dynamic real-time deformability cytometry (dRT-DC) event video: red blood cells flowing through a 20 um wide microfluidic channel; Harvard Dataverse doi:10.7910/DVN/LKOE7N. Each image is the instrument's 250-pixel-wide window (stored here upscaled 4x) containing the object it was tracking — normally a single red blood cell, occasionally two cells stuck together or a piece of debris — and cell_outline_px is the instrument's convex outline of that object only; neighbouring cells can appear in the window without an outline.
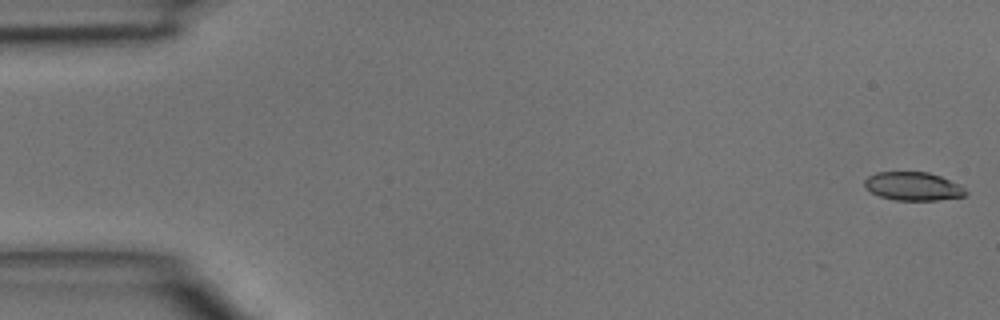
{"species": "common noctule bat (a hibernating species)", "species_latin": "Nyctalus noctula", "temperature_condition": "room temperature", "stored_images_in_passage": 4, "camera_frame_rate_fps": 3000, "um_per_image_px": 0.085, "animal": {"sex": "male", "body_mass_g": 15.6}, "frame": {"image": 1, "passage_image": 1, "time_ms": 0.0, "image_size_px": [1000, 320], "cell_outline_px": [[968, 192], [964, 196], [936, 200], [892, 200], [880, 196], [864, 188], [864, 180], [868, 176], [876, 172], [928, 172], [940, 176], [960, 184]], "centroid_in_image_um": [77.6, 15.83], "position_along_channel_um": 7.4, "area_um2": 16.82}}
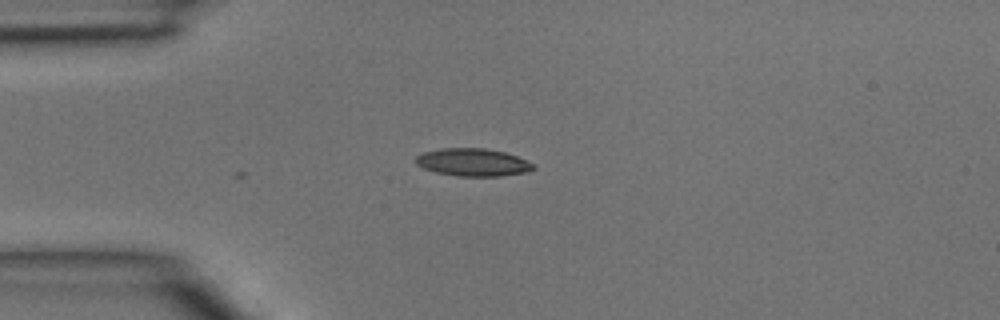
{"frame": {"image": 2, "passage_image": 4, "time_ms": 1.0, "image_size_px": [1000, 320], "cell_outline_px": [[536, 168], [528, 172], [500, 176], [456, 176], [436, 172], [424, 168], [416, 164], [416, 156], [424, 152], [440, 148], [484, 148], [504, 152], [516, 156], [532, 164]], "centroid_in_image_um": [40.18, 13.8], "position_along_channel_um": 44.8, "area_um2": 18.84}}